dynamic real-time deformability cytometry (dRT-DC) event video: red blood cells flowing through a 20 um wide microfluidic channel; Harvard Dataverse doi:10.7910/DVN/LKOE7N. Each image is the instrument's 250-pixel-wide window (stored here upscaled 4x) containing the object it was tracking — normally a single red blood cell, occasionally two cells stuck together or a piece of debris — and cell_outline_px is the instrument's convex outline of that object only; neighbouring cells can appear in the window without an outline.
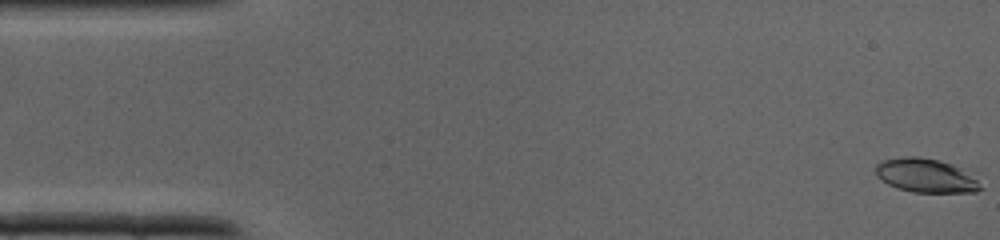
{"species": "common noctule bat (a hibernating species)", "species_latin": "Nyctalus noctula", "temperature_condition": "cold", "stored_images_in_passage": 7, "camera_frame_rate_fps": 3000, "um_per_image_px": 0.085, "animal": {"sex": "male", "body_mass_g": 19.0, "forearm_length_mm": 50.8}, "frame": {"image": 1, "passage_image": 1, "time_ms": 0.0, "image_size_px": [1000, 240], "cell_outline_px": [[984, 188], [976, 192], [912, 192], [896, 188], [888, 184], [876, 176], [876, 164], [880, 160], [904, 156], [916, 156], [940, 160], [952, 164], [960, 168], [976, 180]], "centroid_in_image_um": [78.65, 14.92], "position_along_channel_um": 6.4, "area_um2": 20.69}}